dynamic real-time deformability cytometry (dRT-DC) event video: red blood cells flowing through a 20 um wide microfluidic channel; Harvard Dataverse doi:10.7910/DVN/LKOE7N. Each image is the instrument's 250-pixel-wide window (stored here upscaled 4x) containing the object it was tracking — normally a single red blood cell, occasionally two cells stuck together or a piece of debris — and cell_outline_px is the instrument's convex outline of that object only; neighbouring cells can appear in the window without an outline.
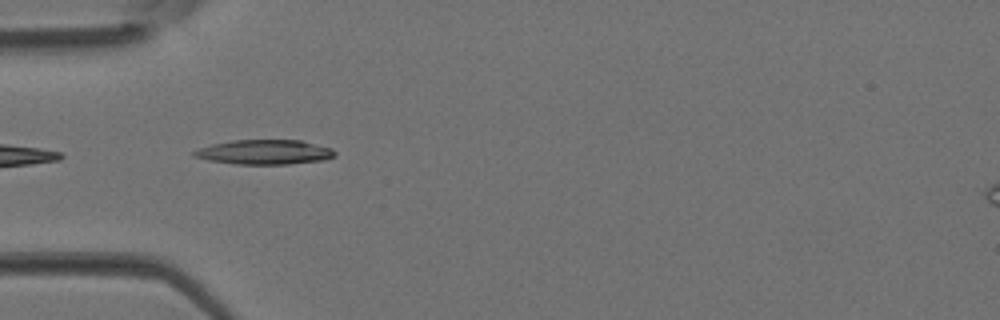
{"species": "Egyptian fruit bat (a non-hibernating species)", "species_latin": "Rousettus aegyptiacus", "temperature_condition": "room temperature", "stored_images_in_passage": 2, "camera_frame_rate_fps": 3000, "um_per_image_px": 0.085, "animal": {"sex": "female"}, "frame": {"image": 1, "passage_image": 2, "time_ms": 0.333, "image_size_px": [1000, 320], "cell_outline_px": [[336, 156], [324, 160], [288, 164], [236, 164], [208, 160], [192, 156], [192, 152], [200, 148], [212, 144], [232, 140], [300, 140], [332, 148], [336, 152]], "centroid_in_image_um": [22.5, 12.93], "position_along_channel_um": 62.5, "area_um2": 20.23}}